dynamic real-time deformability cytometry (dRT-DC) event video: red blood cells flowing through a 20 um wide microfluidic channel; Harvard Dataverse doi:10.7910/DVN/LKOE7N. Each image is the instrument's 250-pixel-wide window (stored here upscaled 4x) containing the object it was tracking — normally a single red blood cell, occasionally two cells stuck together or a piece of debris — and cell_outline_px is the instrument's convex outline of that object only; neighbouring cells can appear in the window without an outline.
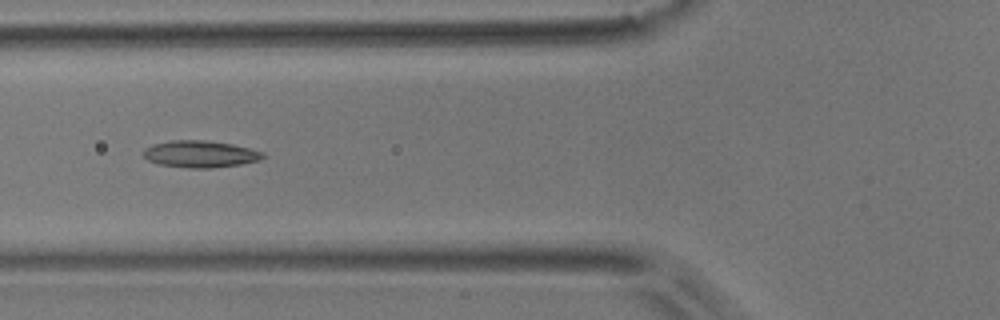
{"species": "common noctule bat (a hibernating species)", "species_latin": "Nyctalus noctula", "temperature_condition": "room temperature", "stored_images_in_passage": 7, "camera_frame_rate_fps": 3000, "um_per_image_px": 0.085, "animal": {"sex": "male", "body_mass_g": 17.9}, "frame": {"image": 1, "passage_image": 7, "time_ms": 2.0, "image_size_px": [1000, 320], "cell_outline_px": [[264, 156], [260, 160], [240, 164], [212, 168], [188, 168], [160, 164], [148, 160], [140, 152], [144, 148], [152, 144], [172, 140], [208, 140], [232, 144], [264, 152]], "centroid_in_image_um": [16.98, 13.09], "position_along_channel_um": 108.8, "area_um2": 18.79}}